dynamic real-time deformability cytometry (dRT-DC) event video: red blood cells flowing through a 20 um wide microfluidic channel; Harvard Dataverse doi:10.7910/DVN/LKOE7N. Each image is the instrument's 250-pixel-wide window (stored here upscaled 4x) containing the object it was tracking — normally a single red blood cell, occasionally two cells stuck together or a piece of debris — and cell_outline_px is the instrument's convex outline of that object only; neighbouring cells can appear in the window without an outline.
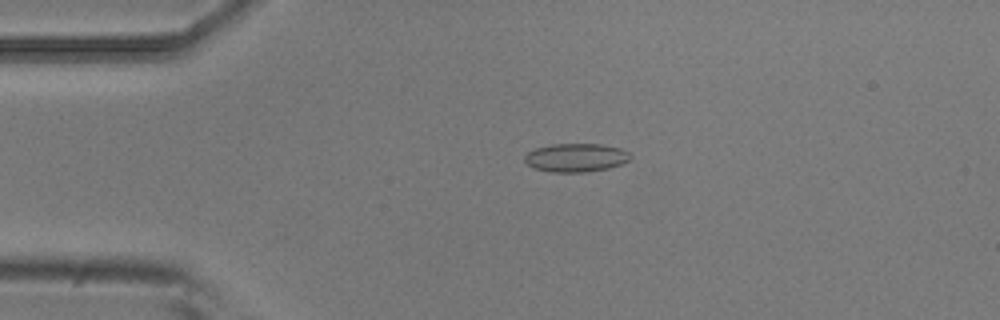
{"species": "common noctule bat (a hibernating species)", "species_latin": "Nyctalus noctula", "temperature_condition": "room temperature", "stored_images_in_passage": 3, "camera_frame_rate_fps": 3000, "um_per_image_px": 0.085, "animal": {"sex": "male", "body_mass_g": 20.5, "forearm_length_mm": 52.5}, "frame": {"image": 1, "passage_image": 1, "time_ms": 0.0, "image_size_px": [1000, 320], "cell_outline_px": [[632, 156], [624, 164], [608, 168], [584, 172], [552, 172], [536, 168], [528, 164], [524, 160], [524, 156], [528, 152], [536, 148], [552, 144], [600, 144], [620, 148], [628, 152]], "centroid_in_image_um": [48.98, 13.39], "position_along_channel_um": 36.0, "area_um2": 17.46}}
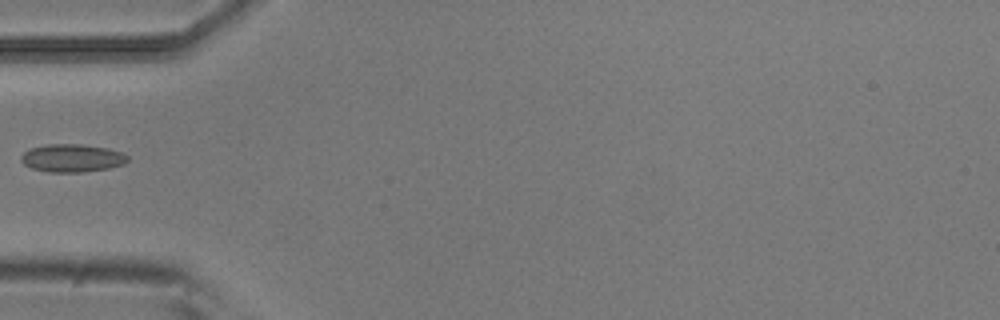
{"frame": {"image": 2, "passage_image": 3, "time_ms": 0.667, "image_size_px": [1000, 320], "cell_outline_px": [[128, 160], [124, 164], [108, 168], [84, 172], [48, 172], [32, 168], [24, 164], [20, 160], [20, 156], [24, 152], [32, 148], [44, 144], [80, 144], [108, 148], [120, 152], [128, 156]], "centroid_in_image_um": [6.11, 13.43], "position_along_channel_um": 78.9, "area_um2": 17.34}}